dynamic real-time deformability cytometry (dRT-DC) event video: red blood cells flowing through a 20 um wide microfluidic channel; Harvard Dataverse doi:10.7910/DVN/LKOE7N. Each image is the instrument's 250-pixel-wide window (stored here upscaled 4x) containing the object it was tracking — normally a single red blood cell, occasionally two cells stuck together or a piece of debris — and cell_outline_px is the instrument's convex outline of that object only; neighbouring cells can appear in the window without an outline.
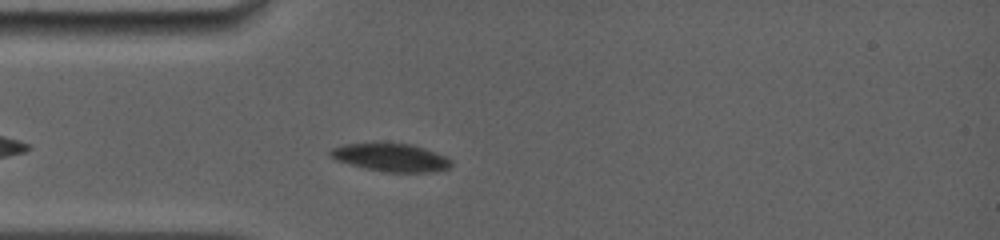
{"species": "common noctule bat (a hibernating species)", "species_latin": "Nyctalus noctula", "temperature_condition": "room temperature", "stored_images_in_passage": 2, "camera_frame_rate_fps": 5000, "um_per_image_px": 0.085, "animal": {"sex": "female", "body_mass_g": 19.0, "forearm_length_mm": 56.7}, "frame": {"image": 1, "passage_image": 2, "time_ms": 0.6, "image_size_px": [1000, 240], "cell_outline_px": [[452, 164], [448, 168], [432, 172], [388, 172], [364, 168], [336, 160], [328, 156], [328, 152], [332, 148], [344, 144], [376, 140], [408, 144], [424, 148], [448, 156], [452, 160]], "centroid_in_image_um": [33.19, 13.34], "position_along_channel_um": 51.8, "area_um2": 20.46}}